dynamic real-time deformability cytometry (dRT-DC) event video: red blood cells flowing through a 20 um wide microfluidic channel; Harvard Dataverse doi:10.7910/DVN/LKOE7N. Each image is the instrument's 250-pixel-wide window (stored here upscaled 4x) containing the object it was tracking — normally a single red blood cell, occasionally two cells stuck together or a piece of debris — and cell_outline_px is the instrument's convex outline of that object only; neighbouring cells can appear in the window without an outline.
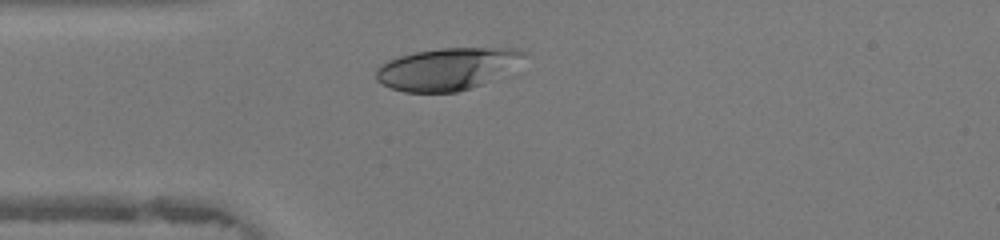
{"species": "human", "species_latin": "Homo sapiens", "temperature_condition": "warm", "stored_images_in_passage": 33, "camera_frame_rate_fps": 3000, "um_per_image_px": 0.085, "donor": {"sex": "female"}, "frame": {"image": 1, "passage_image": 7, "time_ms": 2.0, "image_size_px": [1000, 240], "cell_outline_px": [[524, 56], [480, 84], [456, 92], [404, 92], [392, 88], [376, 80], [376, 68], [380, 64], [388, 60], [400, 56], [416, 52], [440, 48], [508, 48], [524, 52]], "centroid_in_image_um": [37.82, 5.85], "position_along_channel_um": 47.2, "area_um2": 34.8}}
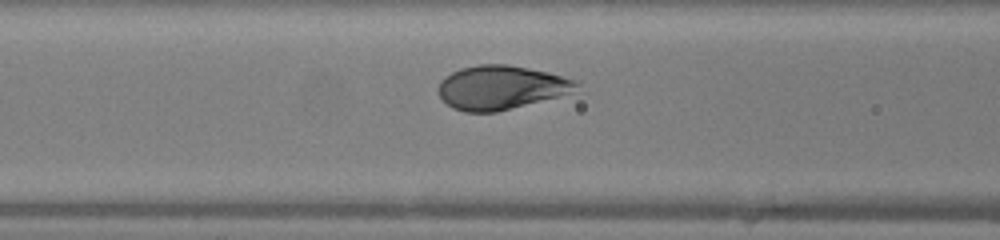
{"frame": {"image": 2, "passage_image": 13, "time_ms": 4.0, "image_size_px": [1000, 240], "cell_outline_px": [[580, 84], [572, 92], [496, 112], [464, 112], [452, 108], [440, 96], [436, 88], [440, 80], [444, 76], [460, 68], [480, 64], [508, 64], [548, 72], [576, 80]], "centroid_in_image_um": [42.52, 7.42], "position_along_channel_um": 124.1, "area_um2": 35.14}}
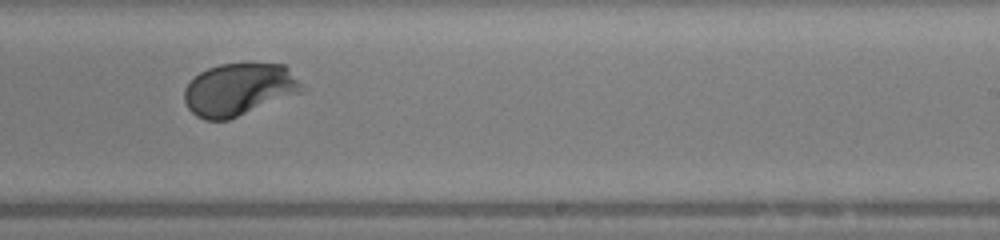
{"frame": {"image": 3, "passage_image": 23, "time_ms": 7.333, "image_size_px": [1000, 240], "cell_outline_px": [[304, 92], [228, 120], [204, 120], [196, 116], [188, 108], [184, 100], [184, 88], [200, 72], [208, 68], [220, 64], [284, 64], [288, 68], [300, 84]], "centroid_in_image_um": [20.29, 7.62], "position_along_channel_um": 268.7, "area_um2": 35.66}, "authors_computed_cell_mechanics": {"area_um2": 35.6626, "velocity_mm_per_s": 4.3555, "shape_relaxation_time_tau1_ms": 2.2004, "shape_relaxation_time_tau2_ms": null, "deformation_change_tau1": 0.1558, "deformation_change_tau2": null}}